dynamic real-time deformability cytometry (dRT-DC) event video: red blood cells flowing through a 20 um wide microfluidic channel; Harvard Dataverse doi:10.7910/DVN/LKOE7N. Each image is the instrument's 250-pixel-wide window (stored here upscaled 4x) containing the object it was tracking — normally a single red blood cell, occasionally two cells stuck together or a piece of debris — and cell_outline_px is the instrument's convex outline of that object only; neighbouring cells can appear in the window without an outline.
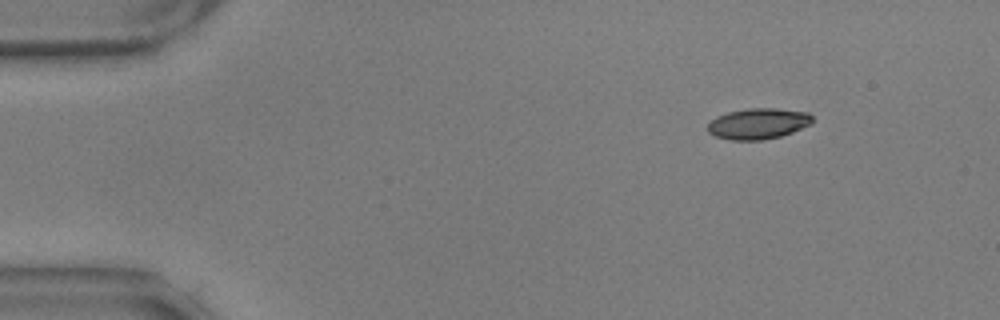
{"species": "common noctule bat (a hibernating species)", "species_latin": "Nyctalus noctula", "temperature_condition": "warm", "stored_images_in_passage": 51, "camera_frame_rate_fps": 3000, "um_per_image_px": 0.085, "animal": {"sex": "male", "body_mass_g": 17.9, "forearm_length_mm": 54.2}, "frame": {"image": 1, "passage_image": 1, "time_ms": 0.0, "image_size_px": [1000, 320], "cell_outline_px": [[812, 124], [792, 132], [780, 136], [764, 140], [732, 140], [716, 136], [708, 132], [708, 124], [716, 116], [728, 112], [748, 108], [776, 108], [808, 112], [812, 116]], "centroid_in_image_um": [64.46, 10.5], "position_along_channel_um": 20.5, "area_um2": 18.84}}
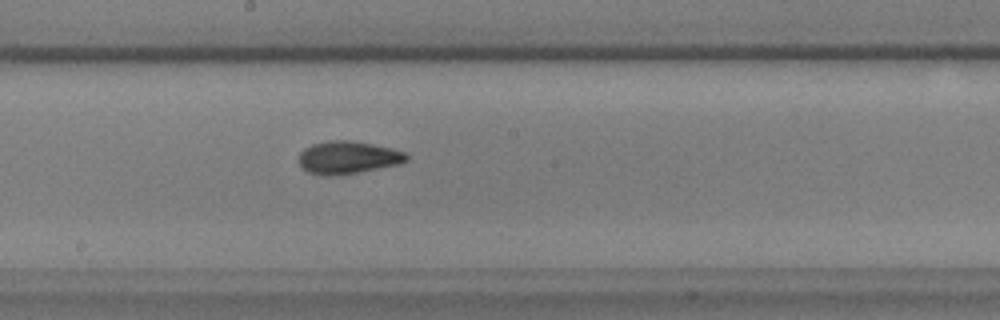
{"frame": {"image": 2, "passage_image": 25, "time_ms": 8.0, "image_size_px": [1000, 320], "cell_outline_px": [[408, 160], [400, 164], [360, 172], [336, 176], [324, 176], [308, 172], [300, 168], [300, 152], [304, 148], [312, 144], [328, 140], [348, 140], [372, 144], [392, 148], [404, 152], [408, 156]], "centroid_in_image_um": [29.56, 13.4], "position_along_channel_um": 218.6, "area_um2": 20.69}}
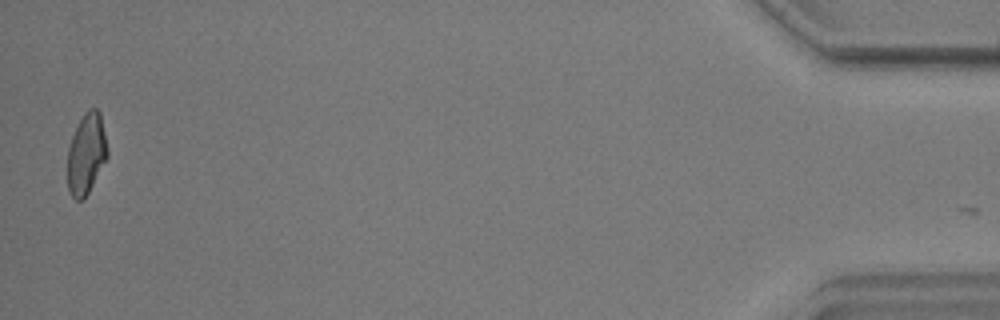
{"frame": {"image": 3, "passage_image": 50, "time_ms": 16.333, "image_size_px": [1000, 320], "cell_outline_px": [[108, 156], [84, 200], [76, 200], [72, 196], [68, 188], [68, 148], [72, 136], [84, 112], [88, 108], [96, 108], [100, 112], [108, 148]], "centroid_in_image_um": [7.35, 13.06], "position_along_channel_um": 427.9, "area_um2": 18.73}, "authors_computed_cell_mechanics": {"area_um2": 19.4786, "velocity_mm_per_s": 3.572, "shape_relaxation_time_tau1_ms": 5.0288, "shape_relaxation_time_tau2_ms": 3.1175, "deformation_change_tau1": 0.1546, "deformation_change_tau2": 0.0961}}